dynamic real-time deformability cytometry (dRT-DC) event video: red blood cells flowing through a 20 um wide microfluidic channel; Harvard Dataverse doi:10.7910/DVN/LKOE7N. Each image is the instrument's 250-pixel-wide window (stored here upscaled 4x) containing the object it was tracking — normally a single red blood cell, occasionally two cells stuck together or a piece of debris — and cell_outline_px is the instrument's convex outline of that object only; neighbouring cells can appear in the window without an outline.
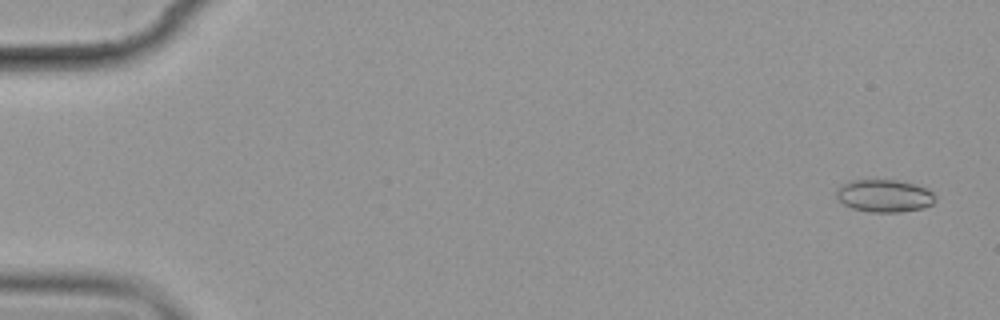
{"species": "common noctule bat (a hibernating species)", "species_latin": "Nyctalus noctula", "temperature_condition": "cold", "stored_images_in_passage": 10, "camera_frame_rate_fps": 3000, "um_per_image_px": 0.085, "animal": {"sex": "female", "body_mass_g": 19.9}, "frame": {"image": 1, "passage_image": 1, "time_ms": 0.0, "image_size_px": [1000, 320], "cell_outline_px": [[936, 200], [932, 204], [924, 208], [900, 212], [872, 212], [852, 208], [836, 200], [836, 192], [840, 184], [848, 180], [896, 180], [916, 184], [932, 192], [936, 196]], "centroid_in_image_um": [75.14, 16.64], "position_along_channel_um": 9.9, "area_um2": 18.96}}
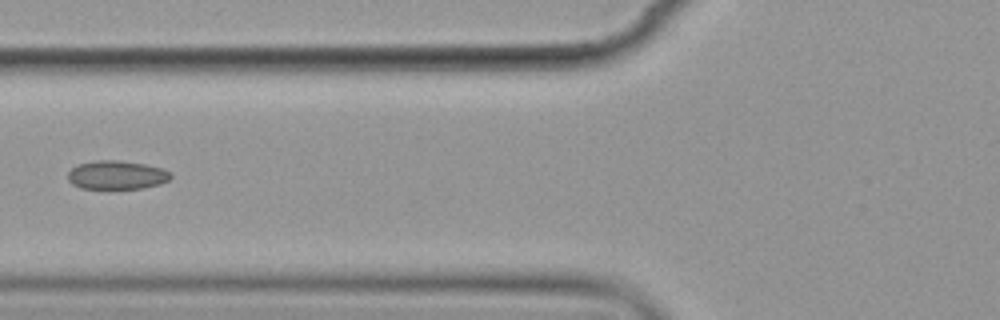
{"frame": {"image": 2, "passage_image": 7, "time_ms": 7.0, "image_size_px": [1000, 320], "cell_outline_px": [[172, 176], [168, 180], [160, 184], [140, 188], [80, 188], [72, 184], [68, 180], [68, 172], [76, 164], [92, 160], [120, 160], [144, 164], [164, 168], [172, 172]], "centroid_in_image_um": [9.92, 14.85], "position_along_channel_um": 115.9, "area_um2": 17.34}}
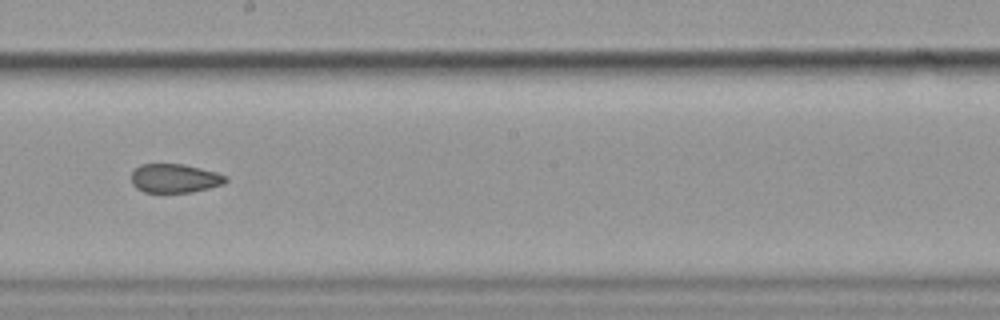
{"frame": {"image": 3, "passage_image": 10, "time_ms": 10.333, "image_size_px": [1000, 320], "cell_outline_px": [[228, 180], [224, 184], [192, 192], [144, 192], [136, 188], [132, 184], [132, 172], [140, 164], [184, 164], [216, 172], [228, 176]], "centroid_in_image_um": [14.87, 15.15], "position_along_channel_um": 233.3, "area_um2": 15.9}}